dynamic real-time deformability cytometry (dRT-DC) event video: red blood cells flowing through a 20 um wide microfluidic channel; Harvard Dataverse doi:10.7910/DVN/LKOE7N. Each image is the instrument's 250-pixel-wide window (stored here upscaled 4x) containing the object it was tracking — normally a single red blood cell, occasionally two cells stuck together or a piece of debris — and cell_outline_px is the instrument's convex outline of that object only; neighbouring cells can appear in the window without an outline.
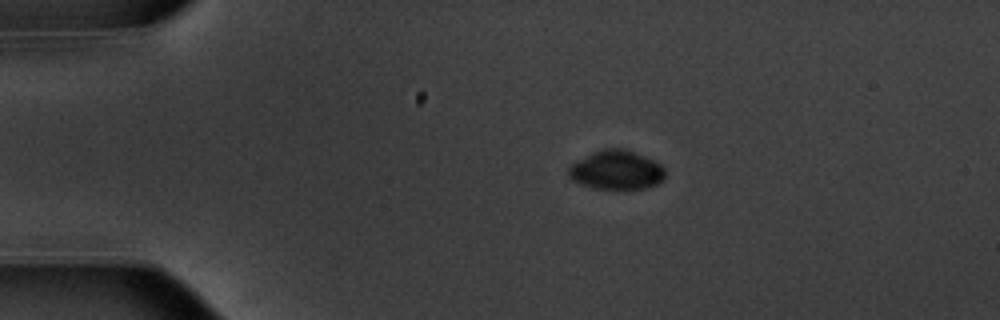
{"species": "common noctule bat (a hibernating species)", "species_latin": "Nyctalus noctula", "temperature_condition": "warm", "stored_images_in_passage": 47, "camera_frame_rate_fps": 3000, "um_per_image_px": 0.085, "animal": {"sex": "male", "body_mass_g": 20.1, "forearm_length_mm": 53.5}, "frame": {"image": 1, "passage_image": 4, "time_ms": 1.0, "image_size_px": [1000, 320], "cell_outline_px": [[664, 180], [656, 184], [644, 188], [596, 188], [580, 184], [572, 180], [568, 176], [568, 168], [572, 164], [592, 152], [604, 148], [624, 148], [652, 160], [660, 164], [664, 168]], "centroid_in_image_um": [52.37, 14.44], "position_along_channel_um": 32.6, "area_um2": 21.68}}
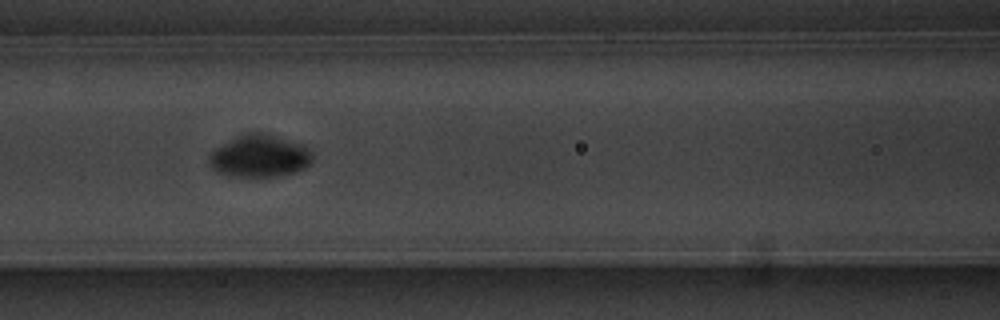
{"frame": {"image": 2, "passage_image": 17, "time_ms": 5.333, "image_size_px": [1000, 320], "cell_outline_px": [[312, 160], [304, 168], [296, 172], [272, 176], [232, 176], [216, 172], [208, 164], [208, 156], [216, 148], [240, 136], [252, 132], [260, 132], [304, 144], [308, 148], [312, 156]], "centroid_in_image_um": [22.06, 13.28], "position_along_channel_um": 144.5, "area_um2": 25.03}}
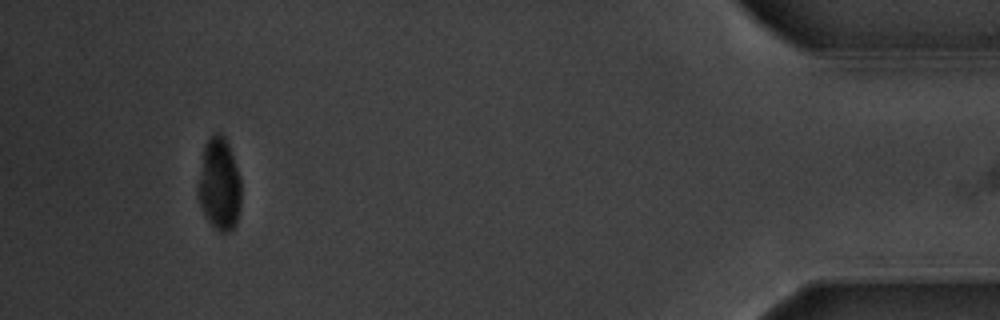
{"frame": {"image": 3, "passage_image": 44, "time_ms": 14.333, "image_size_px": [1000, 320], "cell_outline_px": [[240, 204], [236, 224], [228, 232], [220, 232], [204, 216], [200, 208], [196, 192], [196, 184], [204, 144], [212, 132], [220, 132], [224, 136], [228, 144], [240, 176]], "centroid_in_image_um": [18.59, 15.63], "position_along_channel_um": 416.6, "area_um2": 23.7}, "authors_computed_cell_mechanics": {"area_um2": 23.0044, "velocity_mm_per_s": 3.7355, "shape_relaxation_time_tau1_ms": 2.282, "shape_relaxation_time_tau2_ms": null, "deformation_change_tau1": 0.1228, "deformation_change_tau2": null}}